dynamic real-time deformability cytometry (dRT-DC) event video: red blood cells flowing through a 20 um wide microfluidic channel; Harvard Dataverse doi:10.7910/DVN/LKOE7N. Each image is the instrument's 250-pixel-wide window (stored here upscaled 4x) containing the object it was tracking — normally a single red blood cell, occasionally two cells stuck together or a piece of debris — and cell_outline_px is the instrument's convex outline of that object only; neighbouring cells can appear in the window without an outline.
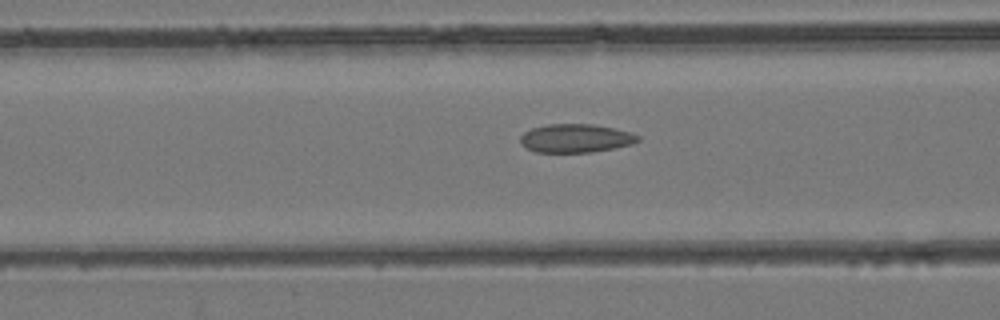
{"species": "common noctule bat (a hibernating species)", "species_latin": "Nyctalus noctula", "temperature_condition": "room temperature", "stored_images_in_passage": 41, "camera_frame_rate_fps": 3000, "um_per_image_px": 0.085, "animal": {"sex": "female", "body_mass_g": 24.6, "forearm_length_mm": 56.2}, "frame": {"image": 1, "passage_image": 18, "time_ms": 5.667, "image_size_px": [1000, 320], "cell_outline_px": [[640, 140], [632, 144], [616, 148], [592, 152], [536, 152], [520, 144], [520, 136], [524, 132], [532, 128], [548, 124], [592, 124], [612, 128], [628, 132], [640, 136]], "centroid_in_image_um": [48.92, 11.76], "position_along_channel_um": 117.7, "area_um2": 19.48}}
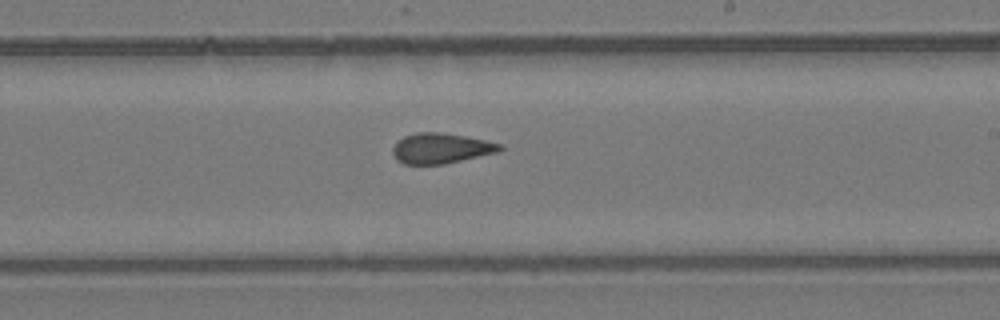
{"frame": {"image": 2, "passage_image": 27, "time_ms": 8.667, "image_size_px": [1000, 320], "cell_outline_px": [[504, 148], [500, 152], [444, 164], [404, 164], [396, 160], [392, 152], [392, 148], [404, 136], [416, 132], [440, 132], [464, 136], [484, 140], [500, 144]], "centroid_in_image_um": [37.48, 12.61], "position_along_channel_um": 251.5, "area_um2": 18.9}}
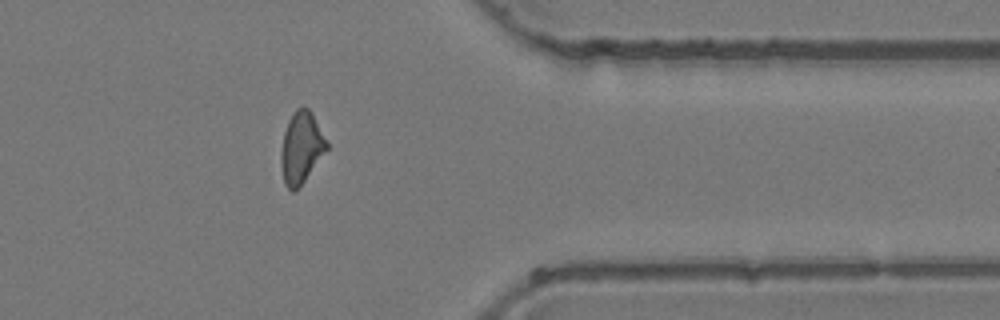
{"frame": {"image": 3, "passage_image": 37, "time_ms": 12.0, "image_size_px": [1000, 320], "cell_outline_px": [[328, 148], [304, 180], [292, 192], [284, 184], [280, 164], [280, 156], [284, 132], [288, 120], [292, 112], [296, 108], [308, 108], [312, 112], [328, 144]], "centroid_in_image_um": [25.58, 12.52], "position_along_channel_um": 385.8, "area_um2": 18.79}}